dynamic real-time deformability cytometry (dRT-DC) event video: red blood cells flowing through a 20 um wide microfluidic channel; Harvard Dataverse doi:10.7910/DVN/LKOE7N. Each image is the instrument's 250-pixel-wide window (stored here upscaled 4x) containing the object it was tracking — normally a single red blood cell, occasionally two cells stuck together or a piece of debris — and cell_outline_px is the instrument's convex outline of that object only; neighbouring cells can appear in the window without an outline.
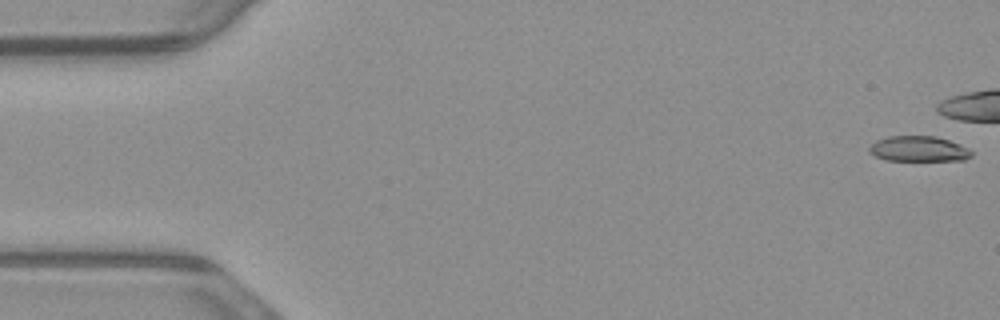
{"species": "common noctule bat (a hibernating species)", "species_latin": "Nyctalus noctula", "temperature_condition": "warm", "stored_images_in_passage": 41, "camera_frame_rate_fps": 3000, "um_per_image_px": 0.085, "animal": {"sex": "male", "body_mass_g": 23.1, "forearm_length_mm": 52.7}, "frame": {"image": 1, "passage_image": 1, "time_ms": 0.0, "image_size_px": [1000, 320], "cell_outline_px": [[972, 156], [964, 160], [888, 160], [876, 156], [868, 152], [868, 148], [876, 140], [888, 136], [936, 136], [948, 140], [972, 152]], "centroid_in_image_um": [78.03, 12.65], "position_along_channel_um": 7.0, "area_um2": 14.85}}
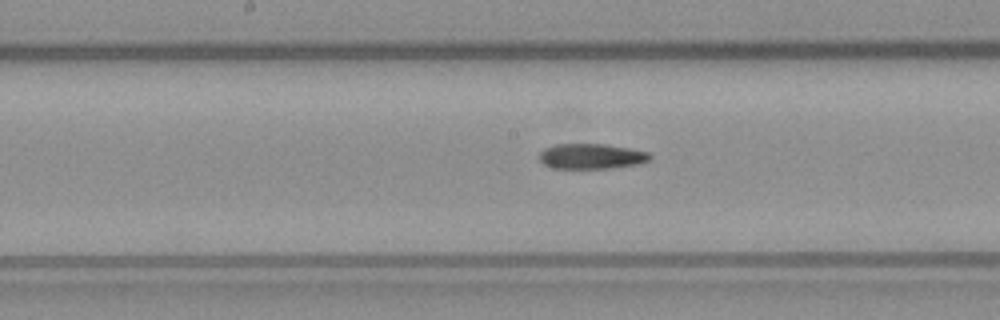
{"frame": {"image": 2, "passage_image": 27, "time_ms": 8.667, "image_size_px": [1000, 320], "cell_outline_px": [[652, 156], [648, 160], [640, 164], [612, 168], [552, 168], [544, 164], [540, 160], [540, 152], [544, 148], [556, 144], [604, 144], [628, 148], [648, 152]], "centroid_in_image_um": [50.27, 13.28], "position_along_channel_um": 197.9, "area_um2": 16.24}}
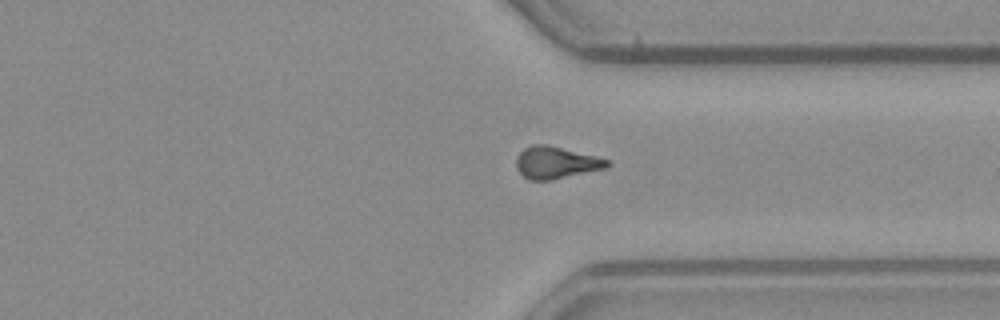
{"frame": {"image": 3, "passage_image": 40, "time_ms": 13.0, "image_size_px": [1000, 320], "cell_outline_px": [[608, 164], [604, 168], [552, 180], [528, 180], [516, 168], [516, 156], [524, 148], [532, 144], [544, 144], [608, 160]], "centroid_in_image_um": [47.16, 13.83], "position_along_channel_um": 364.2, "area_um2": 16.47}}